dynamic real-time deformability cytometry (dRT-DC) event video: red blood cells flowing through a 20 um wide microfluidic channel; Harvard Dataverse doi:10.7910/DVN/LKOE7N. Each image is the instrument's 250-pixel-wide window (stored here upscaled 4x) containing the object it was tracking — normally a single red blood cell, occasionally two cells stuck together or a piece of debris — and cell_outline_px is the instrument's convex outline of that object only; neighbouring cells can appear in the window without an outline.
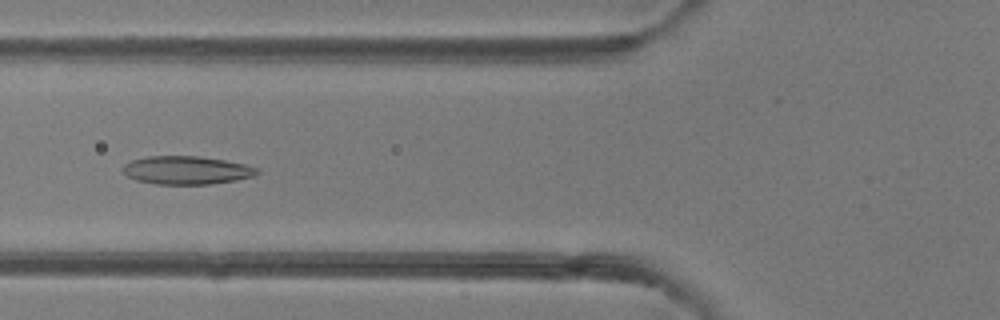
{"species": "common noctule bat (a hibernating species)", "species_latin": "Nyctalus noctula", "temperature_condition": "room temperature", "stored_images_in_passage": 47, "camera_frame_rate_fps": 3000, "um_per_image_px": 0.085, "animal": {"sex": "female"}, "frame": {"image": 1, "passage_image": 18, "time_ms": 5.667, "image_size_px": [1000, 320], "cell_outline_px": [[260, 172], [256, 176], [236, 180], [208, 184], [156, 184], [136, 180], [128, 176], [120, 168], [124, 164], [132, 160], [148, 156], [196, 156], [224, 160], [244, 164], [260, 168]], "centroid_in_image_um": [15.87, 14.47], "position_along_channel_um": 109.9, "area_um2": 22.14}}
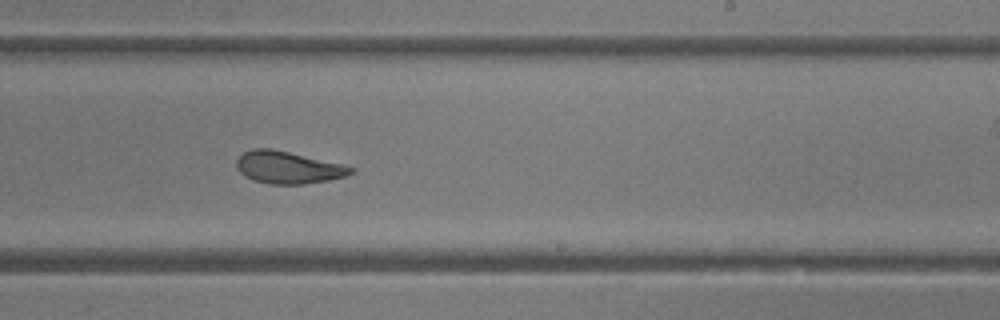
{"frame": {"image": 2, "passage_image": 29, "time_ms": 9.333, "image_size_px": [1000, 320], "cell_outline_px": [[356, 172], [344, 176], [328, 180], [304, 184], [268, 184], [256, 180], [240, 172], [236, 168], [236, 160], [244, 152], [252, 148], [268, 148], [288, 152], [344, 164], [356, 168]], "centroid_in_image_um": [24.52, 14.23], "position_along_channel_um": 264.5, "area_um2": 21.33}}
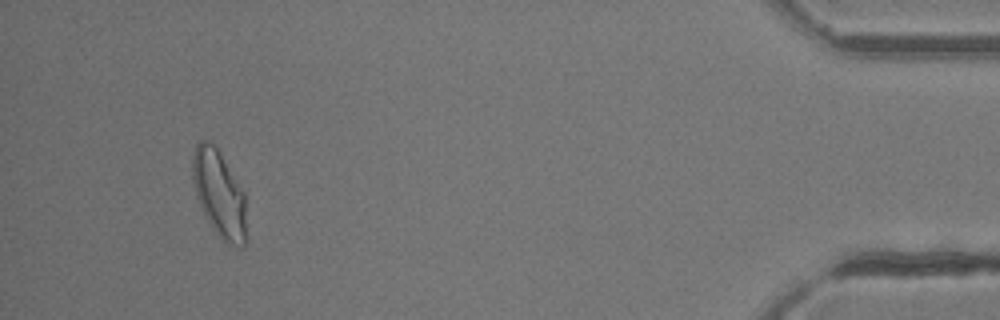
{"frame": {"image": 3, "passage_image": 45, "time_ms": 14.667, "image_size_px": [1000, 320], "cell_outline_px": [[244, 244], [240, 248], [224, 244], [208, 220], [196, 196], [192, 180], [192, 156], [196, 144], [200, 140], [208, 140], [220, 152], [244, 192]], "centroid_in_image_um": [18.59, 16.45], "position_along_channel_um": 416.6, "area_um2": 26.82}}